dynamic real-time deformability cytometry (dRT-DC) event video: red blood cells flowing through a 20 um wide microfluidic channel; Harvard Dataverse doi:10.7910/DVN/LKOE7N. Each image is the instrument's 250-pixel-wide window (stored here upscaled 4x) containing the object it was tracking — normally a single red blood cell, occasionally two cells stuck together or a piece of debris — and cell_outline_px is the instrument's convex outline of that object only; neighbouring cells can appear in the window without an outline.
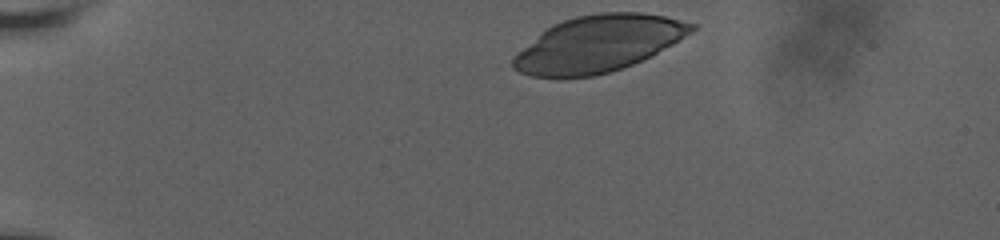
{"species": "human", "species_latin": "Homo sapiens", "temperature_condition": "room temperature", "stored_images_in_passage": 39, "camera_frame_rate_fps": 3000, "um_per_image_px": 0.085, "donor": {"sex": "male"}, "frame": {"image": 1, "passage_image": 1, "time_ms": 0.0, "image_size_px": [1000, 240], "cell_outline_px": [[696, 28], [692, 32], [672, 44], [632, 64], [608, 72], [592, 76], [532, 76], [520, 72], [504, 64], [512, 56], [552, 24], [576, 16], [600, 12], [640, 12], [664, 16], [696, 24]], "centroid_in_image_um": [50.79, 3.71], "position_along_channel_um": 34.2, "area_um2": 58.09}}